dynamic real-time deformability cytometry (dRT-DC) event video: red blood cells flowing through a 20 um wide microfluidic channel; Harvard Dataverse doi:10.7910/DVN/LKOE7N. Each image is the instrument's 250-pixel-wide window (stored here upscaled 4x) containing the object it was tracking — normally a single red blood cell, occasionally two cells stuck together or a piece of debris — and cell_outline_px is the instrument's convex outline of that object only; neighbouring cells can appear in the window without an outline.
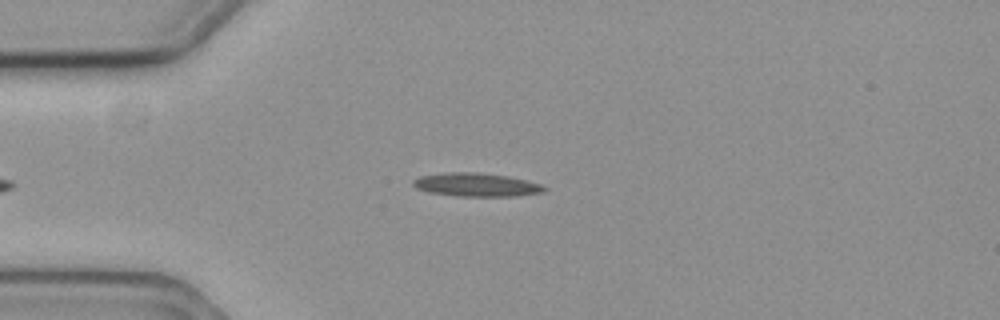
{"species": "common noctule bat (a hibernating species)", "species_latin": "Nyctalus noctula", "temperature_condition": "cold", "stored_images_in_passage": 42, "camera_frame_rate_fps": 3000, "um_per_image_px": 0.085, "animal": {"sex": "female", "body_mass_g": 19.3, "forearm_length_mm": 54.1}, "frame": {"image": 1, "passage_image": 3, "time_ms": 0.667, "image_size_px": [1000, 320], "cell_outline_px": [[548, 188], [544, 192], [516, 196], [456, 196], [428, 192], [416, 188], [412, 184], [412, 180], [420, 176], [444, 172], [480, 172], [508, 176], [540, 184]], "centroid_in_image_um": [40.46, 15.7], "position_along_channel_um": 44.5, "area_um2": 18.03}}
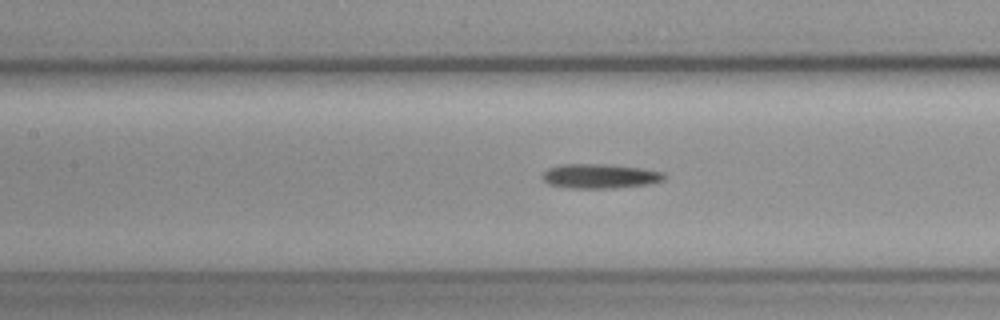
{"frame": {"image": 2, "passage_image": 14, "time_ms": 4.333, "image_size_px": [1000, 320], "cell_outline_px": [[668, 176], [664, 180], [652, 184], [616, 188], [572, 188], [548, 184], [540, 176], [548, 168], [560, 164], [608, 164], [644, 168], [664, 172]], "centroid_in_image_um": [51.05, 14.97], "position_along_channel_um": 156.3, "area_um2": 17.74}}
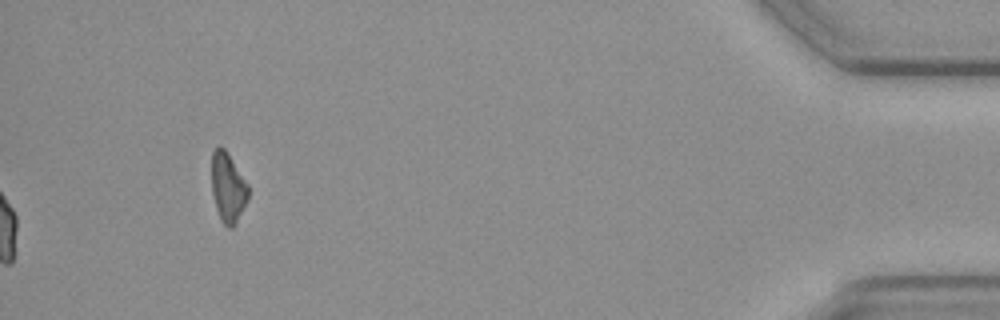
{"frame": {"image": 3, "passage_image": 42, "time_ms": 13.667, "image_size_px": [1000, 320], "cell_outline_px": [[248, 200], [236, 224], [232, 228], [228, 228], [220, 220], [216, 208], [212, 192], [212, 152], [216, 148], [224, 148], [248, 184]], "centroid_in_image_um": [19.38, 15.99], "position_along_channel_um": 415.8, "area_um2": 14.74}, "authors_computed_cell_mechanics": {"area_um2": 16.9932, "velocity_mm_per_s": 3.5741, "shape_relaxation_time_tau1_ms": 6.6247, "shape_relaxation_time_tau2_ms": null, "deformation_change_tau1": 0.1793, "deformation_change_tau2": null}}